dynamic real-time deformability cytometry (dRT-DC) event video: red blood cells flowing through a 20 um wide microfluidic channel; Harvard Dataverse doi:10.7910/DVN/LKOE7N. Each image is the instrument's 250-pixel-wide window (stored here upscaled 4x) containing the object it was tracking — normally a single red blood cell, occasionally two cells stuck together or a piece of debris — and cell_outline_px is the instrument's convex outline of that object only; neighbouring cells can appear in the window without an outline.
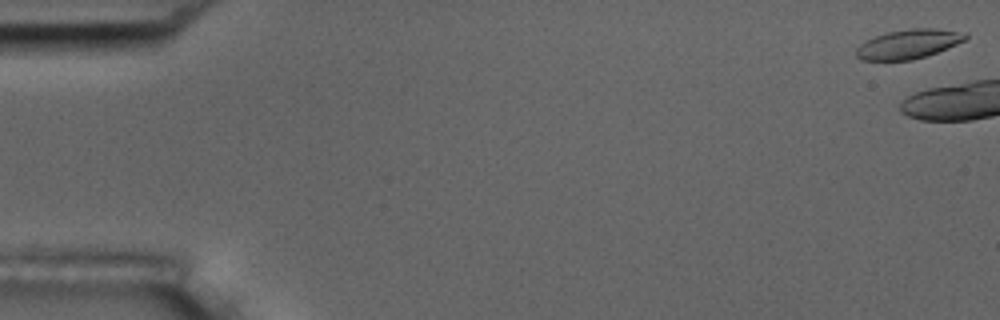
{"species": "common noctule bat (a hibernating species)", "species_latin": "Nyctalus noctula", "temperature_condition": "room temperature", "stored_images_in_passage": 12, "camera_frame_rate_fps": 3000, "um_per_image_px": 0.085, "animal": {"sex": "male", "body_mass_g": 17.5, "forearm_length_mm": 52.3}, "frame": {"image": 1, "passage_image": 1, "time_ms": 0.0, "image_size_px": [1000, 320], "cell_outline_px": [[968, 36], [964, 40], [948, 48], [912, 60], [860, 60], [856, 56], [856, 48], [860, 44], [876, 36], [888, 32], [912, 28], [936, 28], [968, 32]], "centroid_in_image_um": [77.24, 3.73], "position_along_channel_um": 7.8, "area_um2": 18.55}}